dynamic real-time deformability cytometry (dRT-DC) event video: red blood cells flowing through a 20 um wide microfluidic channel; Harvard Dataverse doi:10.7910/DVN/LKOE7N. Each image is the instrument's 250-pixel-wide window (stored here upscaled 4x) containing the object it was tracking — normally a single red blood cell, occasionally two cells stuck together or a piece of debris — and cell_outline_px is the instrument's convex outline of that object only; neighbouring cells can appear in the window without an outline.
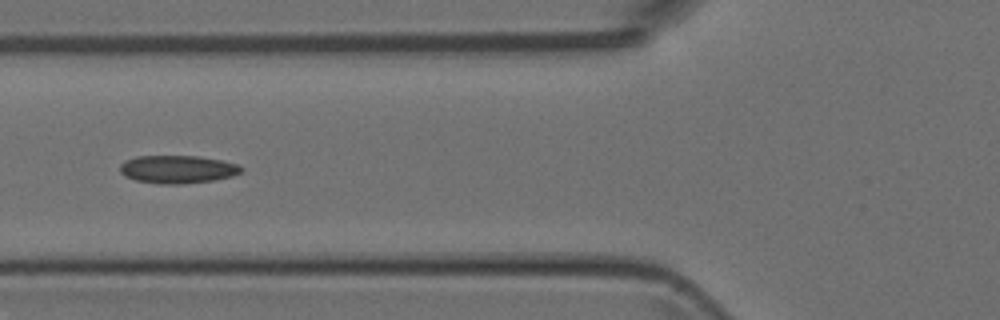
{"species": "Egyptian fruit bat (a non-hibernating species)", "species_latin": "Rousettus aegyptiacus", "temperature_condition": "room temperature", "stored_images_in_passage": 17, "camera_frame_rate_fps": 3000, "um_per_image_px": 0.085, "animal": {"sex": "female"}, "frame": {"image": 1, "passage_image": 6, "time_ms": 1.667, "image_size_px": [1000, 320], "cell_outline_px": [[244, 172], [232, 176], [216, 180], [184, 184], [160, 184], [136, 180], [124, 176], [120, 172], [120, 164], [124, 160], [136, 156], [200, 156], [240, 164], [244, 168]], "centroid_in_image_um": [15.13, 14.39], "position_along_channel_um": 110.7, "area_um2": 20.11}}